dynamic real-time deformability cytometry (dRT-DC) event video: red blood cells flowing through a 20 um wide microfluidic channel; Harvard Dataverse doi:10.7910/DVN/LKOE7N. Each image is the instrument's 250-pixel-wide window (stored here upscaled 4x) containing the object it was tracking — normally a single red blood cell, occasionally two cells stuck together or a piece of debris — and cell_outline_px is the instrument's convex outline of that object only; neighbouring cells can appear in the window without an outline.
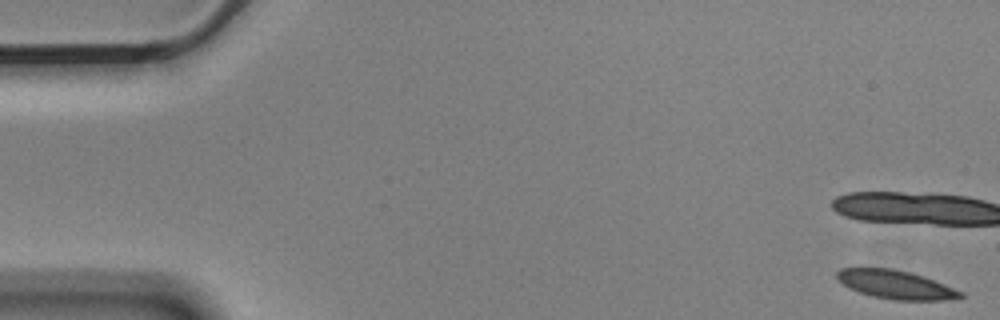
{"species": "Egyptian fruit bat (a non-hibernating species)", "species_latin": "Rousettus aegyptiacus", "temperature_condition": "cold", "stored_images_in_passage": 13, "camera_frame_rate_fps": 3000, "um_per_image_px": 0.085, "animal": {"sex": "male"}, "frame": {"image": 1, "passage_image": 1, "time_ms": 0.0, "image_size_px": [1000, 320], "cell_outline_px": [[964, 296], [944, 300], [892, 300], [872, 296], [860, 292], [844, 284], [836, 276], [836, 272], [840, 268], [892, 268], [924, 276], [964, 292]], "centroid_in_image_um": [76.16, 24.19], "position_along_channel_um": 8.8, "area_um2": 20.35}}